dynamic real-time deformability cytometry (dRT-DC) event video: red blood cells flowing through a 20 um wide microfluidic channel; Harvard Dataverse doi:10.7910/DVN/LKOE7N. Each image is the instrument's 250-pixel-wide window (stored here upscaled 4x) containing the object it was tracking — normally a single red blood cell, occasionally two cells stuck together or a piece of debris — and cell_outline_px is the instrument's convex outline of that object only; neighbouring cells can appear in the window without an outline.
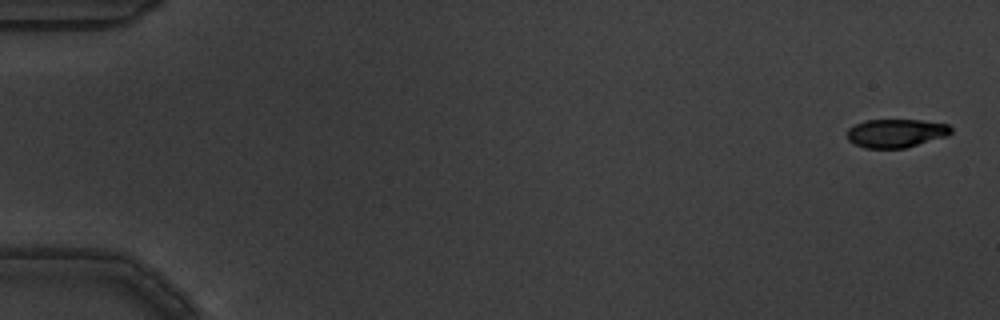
{"species": "common noctule bat (a hibernating species)", "species_latin": "Nyctalus noctula", "temperature_condition": "warm", "stored_images_in_passage": 6, "camera_frame_rate_fps": 3000, "um_per_image_px": 0.085, "animal": {"sex": "male", "body_mass_g": 19.5, "forearm_length_mm": 54.6}, "frame": {"image": 1, "passage_image": 1, "time_ms": 0.0, "image_size_px": [1000, 320], "cell_outline_px": [[952, 132], [948, 136], [904, 148], [864, 148], [848, 140], [848, 128], [864, 120], [920, 120], [948, 124], [952, 128]], "centroid_in_image_um": [76.18, 11.32], "position_along_channel_um": 8.8, "area_um2": 17.22}}
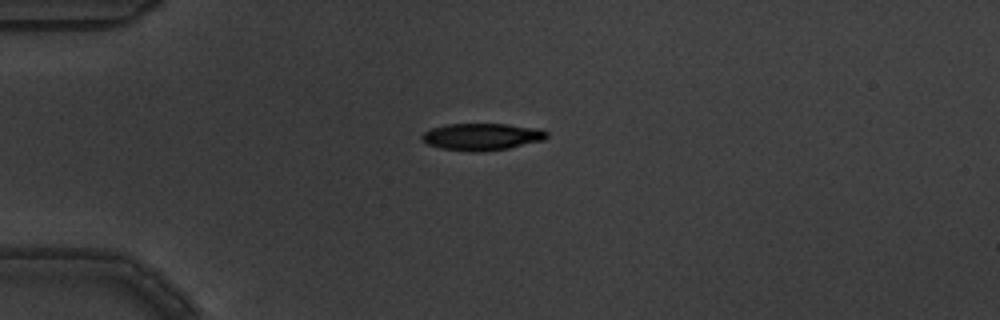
{"frame": {"image": 2, "passage_image": 5, "time_ms": 1.333, "image_size_px": [1000, 320], "cell_outline_px": [[548, 136], [544, 140], [508, 148], [476, 152], [472, 152], [440, 148], [428, 144], [420, 136], [424, 132], [432, 128], [448, 124], [508, 124], [540, 128], [548, 132]], "centroid_in_image_um": [40.99, 11.61], "position_along_channel_um": 44.0, "area_um2": 19.59}}